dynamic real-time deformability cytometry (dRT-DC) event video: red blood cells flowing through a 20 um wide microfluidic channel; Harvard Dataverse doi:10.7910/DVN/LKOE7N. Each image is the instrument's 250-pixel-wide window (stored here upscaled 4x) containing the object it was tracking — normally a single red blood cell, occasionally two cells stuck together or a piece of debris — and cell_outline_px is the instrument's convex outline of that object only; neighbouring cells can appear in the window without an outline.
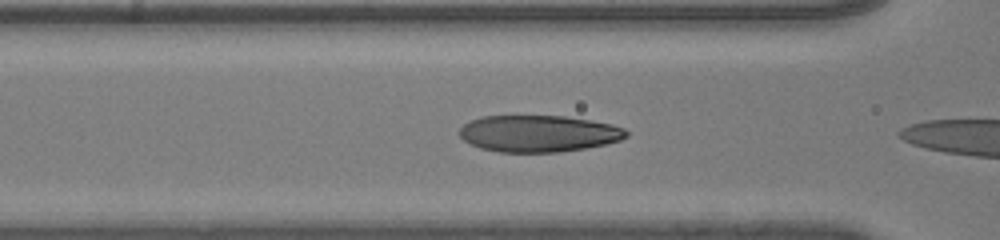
{"species": "human", "species_latin": "Homo sapiens", "temperature_condition": "room temperature", "stored_images_in_passage": 39, "camera_frame_rate_fps": 3000, "um_per_image_px": 0.085, "donor": {"sex": "male"}, "frame": {"image": 1, "passage_image": 28, "time_ms": 9.0, "image_size_px": [1000, 240], "cell_outline_px": [[628, 136], [620, 140], [604, 144], [584, 148], [560, 152], [500, 152], [480, 148], [464, 140], [460, 136], [460, 128], [464, 124], [480, 116], [564, 116], [612, 124], [624, 128], [628, 132]], "centroid_in_image_um": [45.78, 11.35], "position_along_channel_um": 120.8, "area_um2": 35.49}}
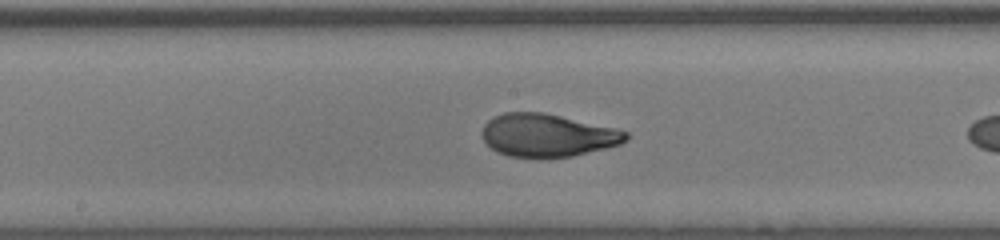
{"frame": {"image": 2, "passage_image": 34, "time_ms": 11.0, "image_size_px": [1000, 240], "cell_outline_px": [[628, 140], [620, 144], [572, 156], [548, 160], [540, 160], [508, 156], [496, 152], [484, 140], [480, 132], [484, 124], [488, 120], [504, 112], [544, 112], [616, 128], [628, 132]], "centroid_in_image_um": [46.51, 11.53], "position_along_channel_um": 201.7, "area_um2": 36.65}}